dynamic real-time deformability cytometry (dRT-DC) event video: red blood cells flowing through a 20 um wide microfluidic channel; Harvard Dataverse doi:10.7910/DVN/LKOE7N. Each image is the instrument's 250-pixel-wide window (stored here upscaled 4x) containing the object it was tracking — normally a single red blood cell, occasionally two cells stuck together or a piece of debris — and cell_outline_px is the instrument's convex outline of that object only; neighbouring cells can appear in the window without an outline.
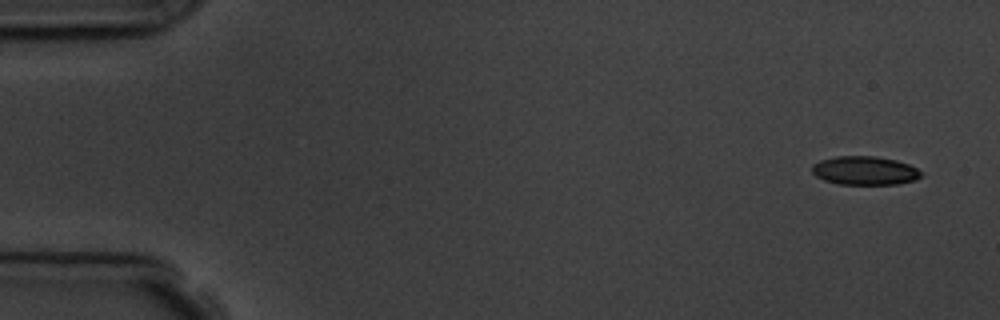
{"species": "common noctule bat (a hibernating species)", "species_latin": "Nyctalus noctula", "temperature_condition": "room temperature", "stored_images_in_passage": 5, "camera_frame_rate_fps": 3000, "um_per_image_px": 0.085, "animal": {"sex": "male", "body_mass_g": 19.5, "forearm_length_mm": 54.6}, "frame": {"image": 1, "passage_image": 1, "time_ms": 0.0, "image_size_px": [1000, 320], "cell_outline_px": [[924, 172], [916, 180], [896, 184], [840, 184], [824, 180], [816, 176], [812, 172], [812, 164], [820, 160], [836, 156], [876, 156], [896, 160], [908, 164]], "centroid_in_image_um": [73.51, 14.49], "position_along_channel_um": 11.5, "area_um2": 18.26}}
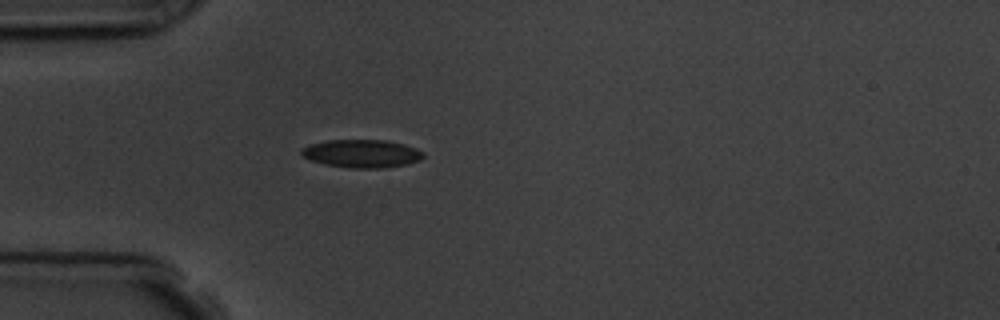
{"frame": {"image": 2, "passage_image": 5, "time_ms": 4.333, "image_size_px": [1000, 320], "cell_outline_px": [[424, 156], [420, 160], [408, 164], [384, 168], [348, 168], [324, 164], [308, 160], [300, 156], [300, 148], [312, 144], [328, 140], [384, 140], [404, 144], [416, 148], [424, 152]], "centroid_in_image_um": [30.72, 13.06], "position_along_channel_um": 54.3, "area_um2": 20.17}}